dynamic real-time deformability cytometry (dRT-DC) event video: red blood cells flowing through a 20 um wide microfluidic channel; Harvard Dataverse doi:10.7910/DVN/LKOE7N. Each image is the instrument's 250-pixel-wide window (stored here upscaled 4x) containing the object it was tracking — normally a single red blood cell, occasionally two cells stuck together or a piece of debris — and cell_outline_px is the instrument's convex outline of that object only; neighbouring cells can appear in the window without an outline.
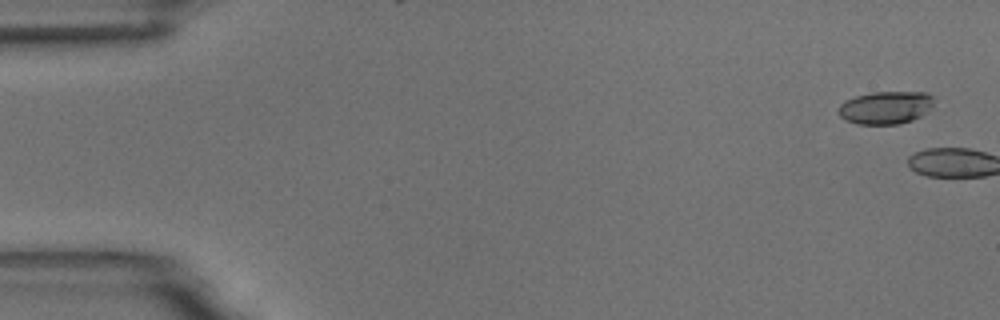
{"species": "common noctule bat (a hibernating species)", "species_latin": "Nyctalus noctula", "temperature_condition": "room temperature", "stored_images_in_passage": 10, "camera_frame_rate_fps": 3000, "um_per_image_px": 0.085, "animal": {"sex": "male", "body_mass_g": 18.8}, "frame": {"image": 1, "passage_image": 1, "time_ms": 0.0, "image_size_px": [1000, 320], "cell_outline_px": [[932, 108], [920, 116], [912, 120], [900, 124], [856, 124], [844, 120], [840, 116], [840, 104], [844, 100], [856, 96], [872, 92], [924, 92], [932, 96]], "centroid_in_image_um": [75.26, 9.15], "position_along_channel_um": 9.7, "area_um2": 18.21}}
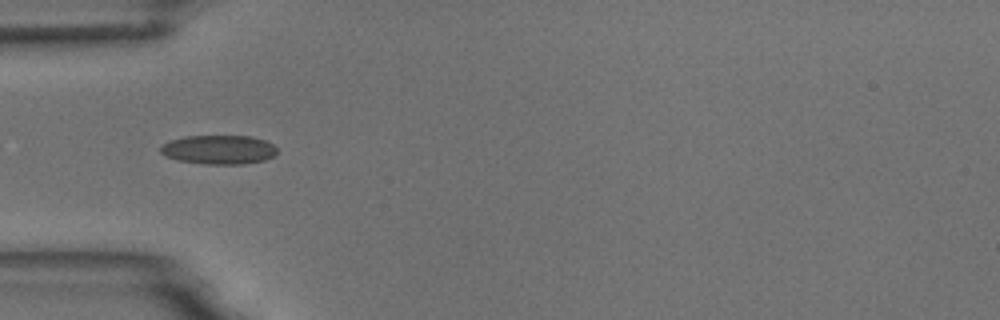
{"frame": {"image": 2, "passage_image": 6, "time_ms": 6.0, "image_size_px": [1000, 320], "cell_outline_px": [[276, 152], [272, 156], [264, 160], [244, 164], [204, 164], [176, 160], [160, 152], [160, 144], [184, 136], [252, 136], [264, 140], [272, 144], [276, 148]], "centroid_in_image_um": [18.57, 12.72], "position_along_channel_um": 66.4, "area_um2": 19.71}}
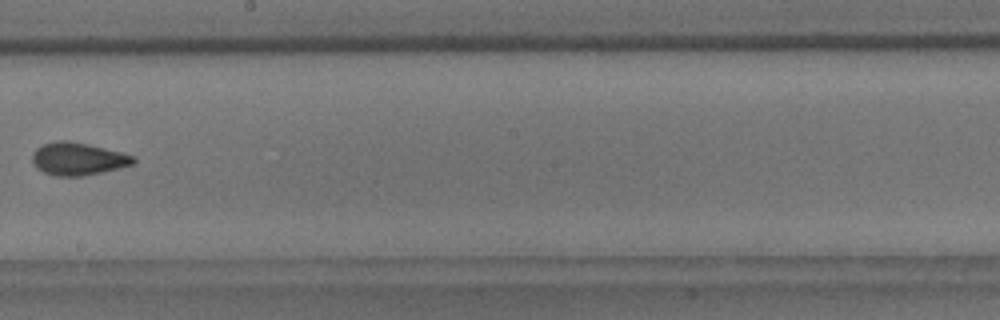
{"frame": {"image": 3, "passage_image": 10, "time_ms": 10.667, "image_size_px": [1000, 320], "cell_outline_px": [[136, 164], [120, 168], [80, 176], [56, 176], [44, 172], [36, 168], [32, 164], [32, 152], [36, 148], [44, 144], [56, 140], [68, 140], [88, 144], [120, 152], [132, 156], [136, 160]], "centroid_in_image_um": [6.59, 13.5], "position_along_channel_um": 241.6, "area_um2": 19.25}}